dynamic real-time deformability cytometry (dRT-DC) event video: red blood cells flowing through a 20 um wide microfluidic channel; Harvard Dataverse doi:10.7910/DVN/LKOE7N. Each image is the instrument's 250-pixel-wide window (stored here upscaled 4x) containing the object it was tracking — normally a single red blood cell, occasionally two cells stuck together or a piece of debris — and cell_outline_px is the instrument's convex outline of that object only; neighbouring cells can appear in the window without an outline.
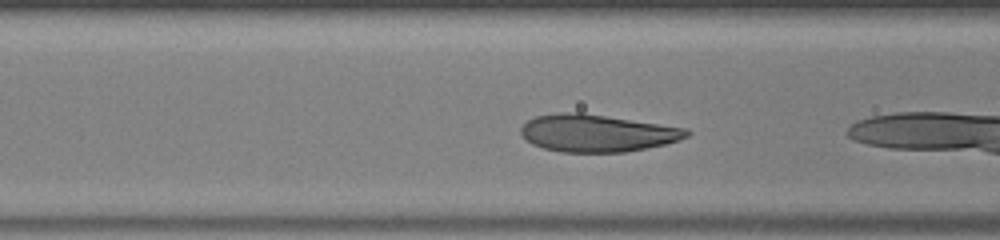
{"species": "human", "species_latin": "Homo sapiens", "temperature_condition": "warm", "stored_images_in_passage": 4, "camera_frame_rate_fps": 3000, "um_per_image_px": 0.085, "donor": {"sex": "male"}, "frame": {"image": 1, "passage_image": 3, "time_ms": 0.667, "image_size_px": [1000, 240], "cell_outline_px": [[692, 132], [688, 136], [680, 140], [664, 144], [624, 152], [560, 152], [544, 148], [532, 144], [520, 132], [520, 128], [528, 120], [536, 116], [556, 112], [584, 112], [688, 128]], "centroid_in_image_um": [50.77, 11.3], "position_along_channel_um": 115.8, "area_um2": 36.24}}